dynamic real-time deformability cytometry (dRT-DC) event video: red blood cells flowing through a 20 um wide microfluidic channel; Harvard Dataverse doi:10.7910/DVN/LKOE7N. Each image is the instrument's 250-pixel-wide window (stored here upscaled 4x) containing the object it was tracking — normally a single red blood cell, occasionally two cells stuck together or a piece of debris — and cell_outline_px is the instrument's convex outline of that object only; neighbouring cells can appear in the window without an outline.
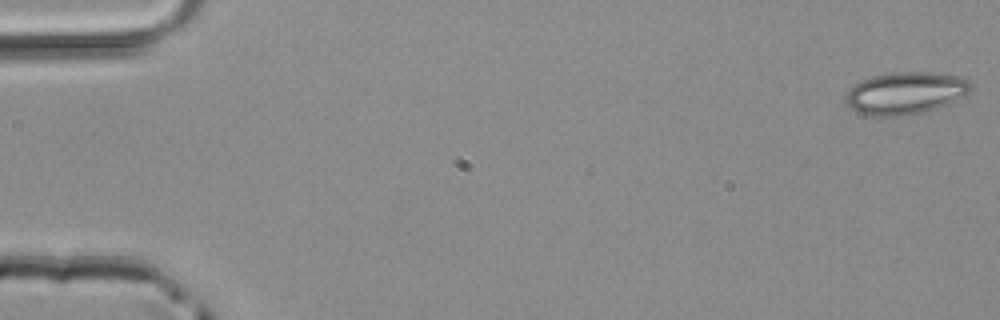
{"species": "common noctule bat (a hibernating species)", "species_latin": "Nyctalus noctula", "temperature_condition": "room temperature", "stored_images_in_passage": 9, "camera_frame_rate_fps": 3000, "um_per_image_px": 0.085, "animal": {"sex": "male", "body_mass_g": 20.4}, "frame": {"image": 1, "passage_image": 1, "time_ms": 0.0, "image_size_px": [1000, 320], "cell_outline_px": [[972, 88], [964, 96], [936, 108], [920, 112], [900, 116], [868, 116], [852, 108], [844, 100], [844, 96], [848, 88], [860, 80], [872, 76], [888, 72], [928, 72], [964, 76], [972, 84]], "centroid_in_image_um": [76.94, 7.89], "position_along_channel_um": 8.1, "area_um2": 30.98}}